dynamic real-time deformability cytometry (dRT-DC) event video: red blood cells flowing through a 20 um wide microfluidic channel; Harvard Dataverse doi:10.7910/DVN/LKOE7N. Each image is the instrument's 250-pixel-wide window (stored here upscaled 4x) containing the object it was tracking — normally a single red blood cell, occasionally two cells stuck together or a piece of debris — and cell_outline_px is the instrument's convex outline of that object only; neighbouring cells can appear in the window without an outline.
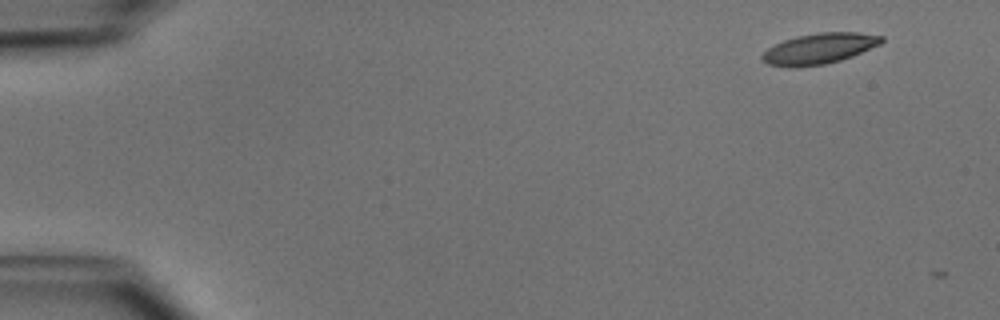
{"species": "common noctule bat (a hibernating species)", "species_latin": "Nyctalus noctula", "temperature_condition": "cold", "stored_images_in_passage": 7, "camera_frame_rate_fps": 3000, "um_per_image_px": 0.085, "animal": {"sex": "male", "body_mass_g": 15.6}, "frame": {"image": 1, "passage_image": 1, "time_ms": 0.0, "image_size_px": [1000, 320], "cell_outline_px": [[884, 40], [880, 44], [852, 56], [840, 60], [824, 64], [792, 68], [788, 68], [768, 64], [760, 56], [768, 48], [784, 40], [796, 36], [820, 32], [860, 32], [884, 36]], "centroid_in_image_um": [69.64, 4.13], "position_along_channel_um": 15.4, "area_um2": 21.33}}